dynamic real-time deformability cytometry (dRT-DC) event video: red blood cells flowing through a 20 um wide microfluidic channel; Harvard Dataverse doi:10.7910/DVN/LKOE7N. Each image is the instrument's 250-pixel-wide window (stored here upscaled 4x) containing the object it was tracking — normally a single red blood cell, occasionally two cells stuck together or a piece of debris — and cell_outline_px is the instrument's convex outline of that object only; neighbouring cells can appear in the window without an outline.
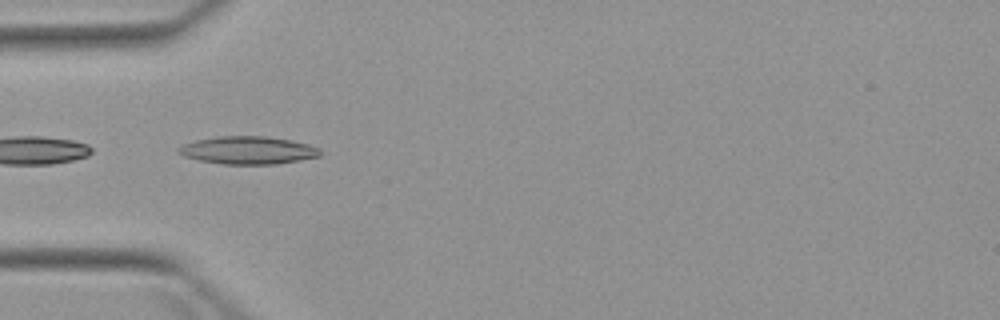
{"species": "Egyptian fruit bat (a non-hibernating species)", "species_latin": "Rousettus aegyptiacus", "temperature_condition": "warm", "stored_images_in_passage": 4, "camera_frame_rate_fps": 3000, "um_per_image_px": 0.085, "animal": {"sex": "female"}, "frame": {"image": 1, "passage_image": 4, "time_ms": 4.0, "image_size_px": [1000, 320], "cell_outline_px": [[320, 156], [300, 160], [276, 164], [220, 164], [200, 160], [184, 156], [176, 152], [176, 148], [180, 144], [196, 140], [220, 136], [268, 136], [292, 140], [308, 144], [320, 148]], "centroid_in_image_um": [21.05, 12.76], "position_along_channel_um": 63.9, "area_um2": 23.12}}